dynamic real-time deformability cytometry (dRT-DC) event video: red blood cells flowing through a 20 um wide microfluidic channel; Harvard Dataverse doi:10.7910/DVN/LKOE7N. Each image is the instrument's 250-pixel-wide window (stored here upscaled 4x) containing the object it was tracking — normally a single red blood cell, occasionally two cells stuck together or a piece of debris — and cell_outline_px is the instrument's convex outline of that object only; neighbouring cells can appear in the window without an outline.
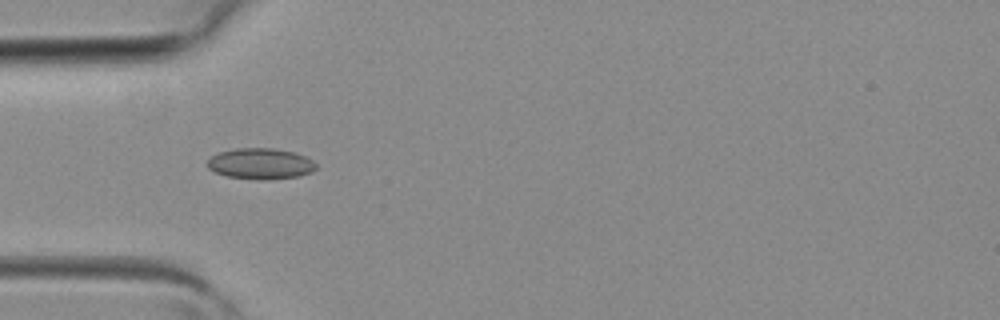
{"species": "common noctule bat (a hibernating species)", "species_latin": "Nyctalus noctula", "temperature_condition": "room temperature", "stored_images_in_passage": 3, "camera_frame_rate_fps": 3000, "um_per_image_px": 0.085, "animal": {"sex": "female", "body_mass_g": 19.3, "forearm_length_mm": 54.1}, "frame": {"image": 1, "passage_image": 2, "time_ms": 0.333, "image_size_px": [1000, 320], "cell_outline_px": [[316, 168], [312, 172], [300, 176], [268, 180], [256, 180], [228, 176], [216, 172], [208, 168], [208, 160], [212, 156], [220, 152], [236, 148], [272, 148], [296, 152], [312, 160], [316, 164]], "centroid_in_image_um": [22.18, 13.92], "position_along_channel_um": 62.8, "area_um2": 19.65}}
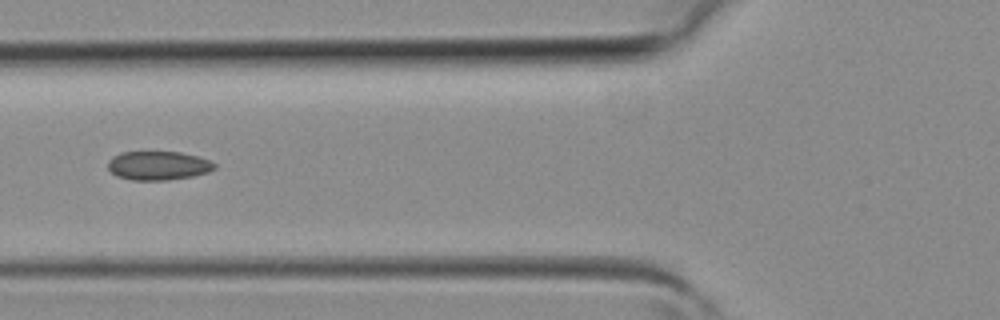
{"frame": {"image": 2, "passage_image": 3, "time_ms": 0.667, "image_size_px": [1000, 320], "cell_outline_px": [[216, 168], [208, 172], [192, 176], [168, 180], [132, 180], [116, 176], [108, 168], [108, 160], [112, 156], [120, 152], [180, 152], [200, 156], [216, 164]], "centroid_in_image_um": [13.44, 14.07], "position_along_channel_um": 112.4, "area_um2": 18.03}}